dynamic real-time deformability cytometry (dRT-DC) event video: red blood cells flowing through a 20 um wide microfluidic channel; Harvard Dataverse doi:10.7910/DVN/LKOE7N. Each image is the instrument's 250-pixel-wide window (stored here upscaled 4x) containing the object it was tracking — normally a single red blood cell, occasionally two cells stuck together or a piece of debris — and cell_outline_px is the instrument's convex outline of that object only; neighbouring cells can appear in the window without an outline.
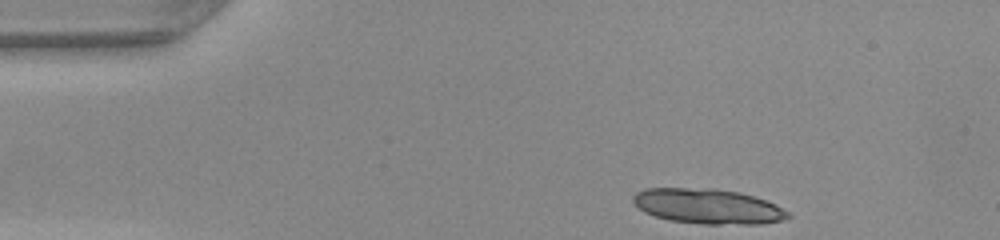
{"species": "common noctule bat (a hibernating species)", "species_latin": "Nyctalus noctula", "temperature_condition": "warm", "stored_images_in_passage": 24, "segment_of_instrument_passage": [1, 2], "camera_frame_rate_fps": 3000, "um_per_image_px": 0.085, "animal": {"sex": "female", "body_mass_g": 22.0, "forearm_length_mm": 56.7}, "frame": {"image": 1, "passage_image": 1, "time_ms": 0.0, "image_size_px": [1000, 240], "cell_outline_px": [[792, 216], [784, 220], [764, 224], [704, 224], [668, 220], [644, 212], [632, 200], [632, 196], [636, 192], [644, 188], [712, 188], [740, 192], [776, 204], [788, 212]], "centroid_in_image_um": [60.18, 17.54], "position_along_channel_um": 24.8, "area_um2": 31.73}}